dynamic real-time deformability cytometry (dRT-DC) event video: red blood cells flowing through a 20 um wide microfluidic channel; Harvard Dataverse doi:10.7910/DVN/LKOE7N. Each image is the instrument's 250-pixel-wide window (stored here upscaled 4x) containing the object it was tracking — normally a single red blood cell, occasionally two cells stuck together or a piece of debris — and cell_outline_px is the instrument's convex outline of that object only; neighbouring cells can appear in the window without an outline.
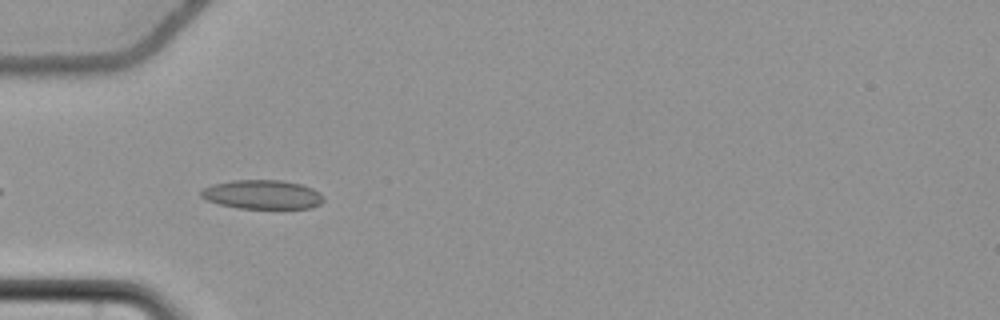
{"species": "common noctule bat (a hibernating species)", "species_latin": "Nyctalus noctula", "temperature_condition": "cold", "stored_images_in_passage": 8, "camera_frame_rate_fps": 3000, "um_per_image_px": 0.085, "animal": {"sex": "female", "body_mass_g": 22.7, "forearm_length_mm": 54.2}, "frame": {"image": 1, "passage_image": 3, "time_ms": 0.667, "image_size_px": [1000, 320], "cell_outline_px": [[324, 200], [320, 204], [312, 208], [236, 208], [220, 204], [208, 200], [200, 196], [200, 192], [204, 188], [212, 184], [232, 180], [284, 180], [300, 184], [312, 188], [320, 192], [324, 196]], "centroid_in_image_um": [22.32, 16.53], "position_along_channel_um": 62.7, "area_um2": 20.81}}